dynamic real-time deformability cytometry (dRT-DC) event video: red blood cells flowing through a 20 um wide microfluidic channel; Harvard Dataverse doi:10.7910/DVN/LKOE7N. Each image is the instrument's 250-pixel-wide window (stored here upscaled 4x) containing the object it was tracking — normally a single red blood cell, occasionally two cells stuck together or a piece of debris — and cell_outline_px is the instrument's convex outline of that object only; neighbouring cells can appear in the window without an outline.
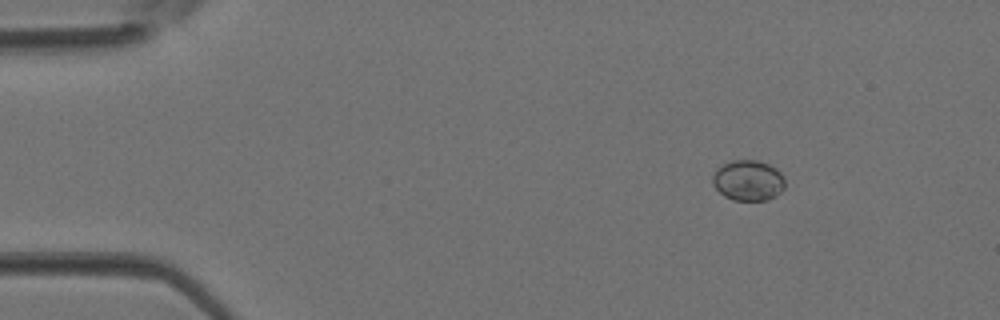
{"species": "Egyptian fruit bat (a non-hibernating species)", "species_latin": "Rousettus aegyptiacus", "temperature_condition": "room temperature", "stored_images_in_passage": 4, "camera_frame_rate_fps": 3000, "um_per_image_px": 0.085, "animal": {"sex": "female"}, "frame": {"image": 1, "passage_image": 1, "time_ms": 0.0, "image_size_px": [1000, 320], "cell_outline_px": [[784, 188], [776, 196], [768, 200], [732, 200], [724, 196], [712, 184], [712, 176], [716, 168], [732, 160], [756, 160], [768, 164], [776, 168], [784, 176]], "centroid_in_image_um": [63.59, 15.34], "position_along_channel_um": 21.4, "area_um2": 17.22}}
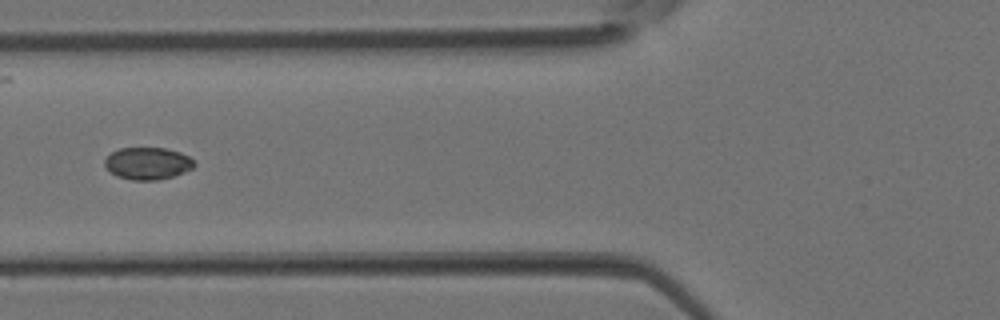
{"frame": {"image": 2, "passage_image": 4, "time_ms": 1.0, "image_size_px": [1000, 320], "cell_outline_px": [[196, 164], [192, 168], [184, 172], [172, 176], [156, 180], [132, 180], [116, 176], [104, 164], [104, 160], [112, 152], [120, 148], [164, 148], [180, 152], [188, 156]], "centroid_in_image_um": [12.55, 13.89], "position_along_channel_um": 113.3, "area_um2": 16.59}}